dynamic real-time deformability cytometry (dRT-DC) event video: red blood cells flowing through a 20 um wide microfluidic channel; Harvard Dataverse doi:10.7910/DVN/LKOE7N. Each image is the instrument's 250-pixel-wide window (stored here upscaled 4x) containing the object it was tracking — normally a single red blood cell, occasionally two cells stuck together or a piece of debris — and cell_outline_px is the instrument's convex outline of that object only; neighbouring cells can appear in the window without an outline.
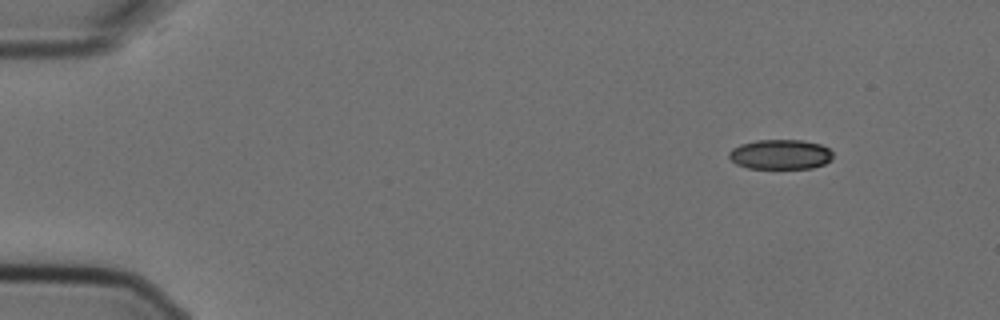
{"species": "Egyptian fruit bat (a non-hibernating species)", "species_latin": "Rousettus aegyptiacus", "temperature_condition": "cold", "stored_images_in_passage": 2, "camera_frame_rate_fps": 3000, "um_per_image_px": 0.085, "animal": {"sex": "female"}, "frame": {"image": 1, "passage_image": 2, "time_ms": 0.333, "image_size_px": [1000, 320], "cell_outline_px": [[832, 160], [824, 164], [812, 168], [748, 168], [736, 164], [728, 156], [728, 152], [732, 148], [740, 144], [756, 140], [804, 140], [820, 144], [828, 148], [832, 152]], "centroid_in_image_um": [66.33, 13.12], "position_along_channel_um": 18.7, "area_um2": 18.15}}